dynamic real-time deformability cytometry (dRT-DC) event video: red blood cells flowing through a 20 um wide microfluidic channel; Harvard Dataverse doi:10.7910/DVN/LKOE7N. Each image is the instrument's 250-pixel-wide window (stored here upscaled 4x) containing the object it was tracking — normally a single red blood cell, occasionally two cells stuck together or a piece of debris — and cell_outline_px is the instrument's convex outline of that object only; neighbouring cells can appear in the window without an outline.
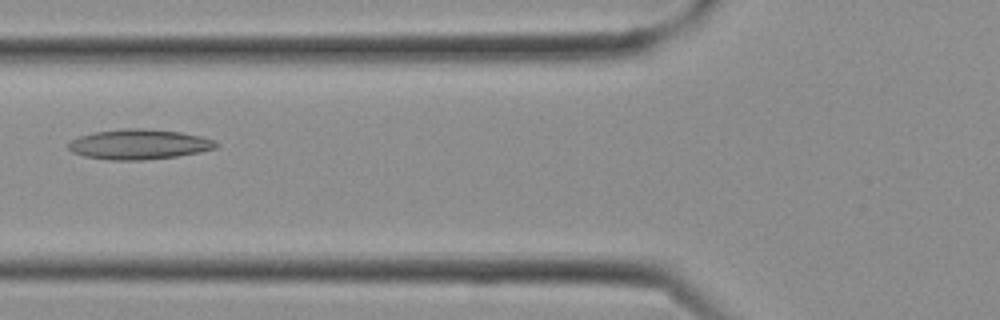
{"species": "Egyptian fruit bat (a non-hibernating species)", "species_latin": "Rousettus aegyptiacus", "temperature_condition": "cold", "stored_images_in_passage": 8, "camera_frame_rate_fps": 3000, "um_per_image_px": 0.085, "frame": {"image": 1, "passage_image": 7, "time_ms": 2.0, "image_size_px": [1000, 320], "cell_outline_px": [[220, 144], [216, 148], [200, 152], [176, 156], [144, 160], [108, 160], [84, 156], [72, 152], [68, 148], [68, 144], [72, 140], [80, 136], [96, 132], [128, 128], [140, 128], [180, 132], [200, 136], [216, 140]], "centroid_in_image_um": [11.84, 12.27], "position_along_channel_um": 114.0, "area_um2": 25.78}}